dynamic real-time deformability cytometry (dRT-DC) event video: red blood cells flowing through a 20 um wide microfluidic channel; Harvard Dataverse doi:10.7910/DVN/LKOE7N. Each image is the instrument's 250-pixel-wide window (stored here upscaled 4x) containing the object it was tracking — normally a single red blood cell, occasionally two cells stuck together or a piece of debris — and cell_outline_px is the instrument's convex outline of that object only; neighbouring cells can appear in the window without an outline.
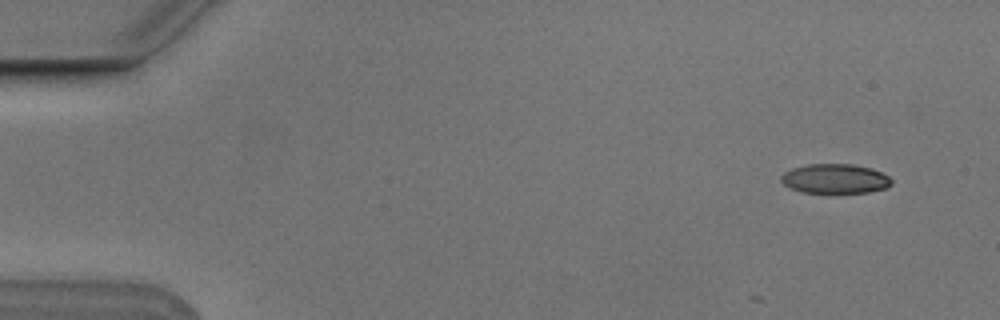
{"species": "Egyptian fruit bat (a non-hibernating species)", "species_latin": "Rousettus aegyptiacus", "temperature_condition": "cold", "stored_images_in_passage": 6, "camera_frame_rate_fps": 3000, "um_per_image_px": 0.085, "animal": {"sex": "male"}, "frame": {"image": 1, "passage_image": 2, "time_ms": 0.333, "image_size_px": [1000, 320], "cell_outline_px": [[892, 184], [888, 188], [868, 192], [800, 192], [788, 188], [780, 180], [780, 176], [784, 172], [792, 168], [808, 164], [852, 164], [872, 168], [888, 176], [892, 180]], "centroid_in_image_um": [70.96, 15.19], "position_along_channel_um": 14.0, "area_um2": 19.07}}